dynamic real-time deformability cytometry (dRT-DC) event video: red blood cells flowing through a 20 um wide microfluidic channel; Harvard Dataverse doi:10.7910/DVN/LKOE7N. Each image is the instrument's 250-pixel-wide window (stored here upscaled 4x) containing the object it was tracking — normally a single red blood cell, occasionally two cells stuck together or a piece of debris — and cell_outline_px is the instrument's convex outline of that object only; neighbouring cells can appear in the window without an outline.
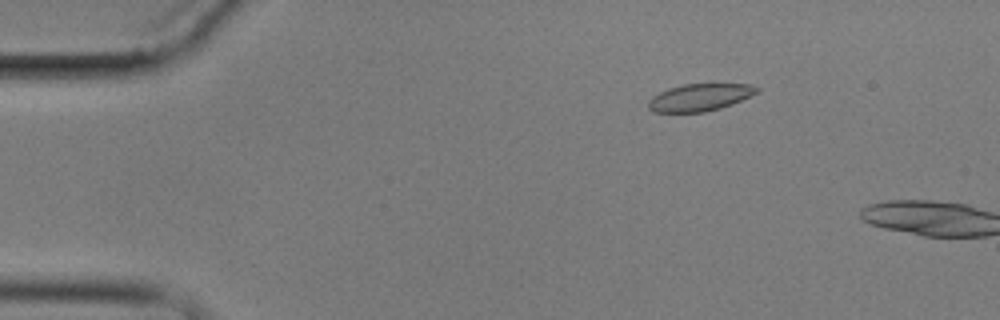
{"species": "common noctule bat (a hibernating species)", "species_latin": "Nyctalus noctula", "temperature_condition": "cold", "stored_images_in_passage": 2, "camera_frame_rate_fps": 3000, "um_per_image_px": 0.085, "animal": {"sex": "male", "body_mass_g": 17.9}, "frame": {"image": 1, "passage_image": 1, "time_ms": 0.0, "image_size_px": [1000, 320], "cell_outline_px": [[760, 88], [756, 92], [732, 104], [720, 108], [704, 112], [652, 112], [648, 108], [648, 100], [652, 96], [668, 88], [684, 84], [752, 84]], "centroid_in_image_um": [59.43, 8.28], "position_along_channel_um": 25.6, "area_um2": 17.11}}